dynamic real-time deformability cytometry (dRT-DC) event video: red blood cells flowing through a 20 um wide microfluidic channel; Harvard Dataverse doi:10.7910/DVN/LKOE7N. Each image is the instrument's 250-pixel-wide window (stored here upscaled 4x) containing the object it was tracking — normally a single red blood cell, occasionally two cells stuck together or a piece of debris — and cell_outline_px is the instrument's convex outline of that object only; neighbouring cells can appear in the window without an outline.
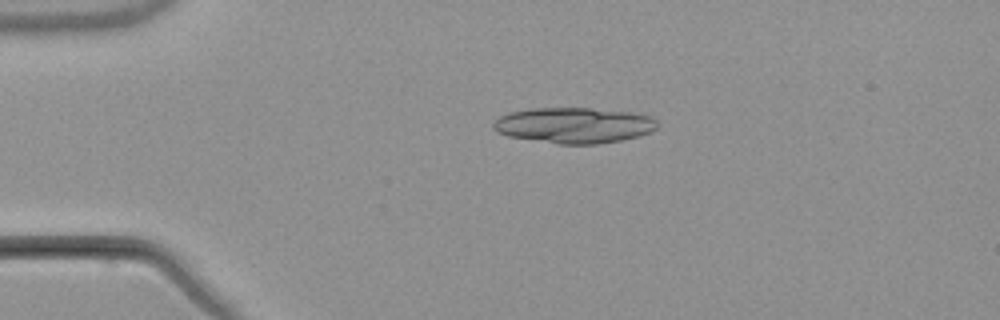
{"species": "common noctule bat (a hibernating species)", "species_latin": "Nyctalus noctula", "temperature_condition": "warm", "stored_images_in_passage": 4, "camera_frame_rate_fps": 3000, "um_per_image_px": 0.085, "animal": {"sex": "male", "body_mass_g": 21.5, "forearm_length_mm": 52.0}, "frame": {"image": 1, "passage_image": 3, "time_ms": 2.333, "image_size_px": [1000, 320], "cell_outline_px": [[660, 124], [652, 132], [640, 136], [620, 140], [596, 144], [560, 144], [508, 136], [496, 132], [492, 128], [492, 124], [500, 116], [512, 112], [532, 108], [592, 108], [628, 112], [652, 116]], "centroid_in_image_um": [48.82, 10.65], "position_along_channel_um": 36.2, "area_um2": 34.16}}